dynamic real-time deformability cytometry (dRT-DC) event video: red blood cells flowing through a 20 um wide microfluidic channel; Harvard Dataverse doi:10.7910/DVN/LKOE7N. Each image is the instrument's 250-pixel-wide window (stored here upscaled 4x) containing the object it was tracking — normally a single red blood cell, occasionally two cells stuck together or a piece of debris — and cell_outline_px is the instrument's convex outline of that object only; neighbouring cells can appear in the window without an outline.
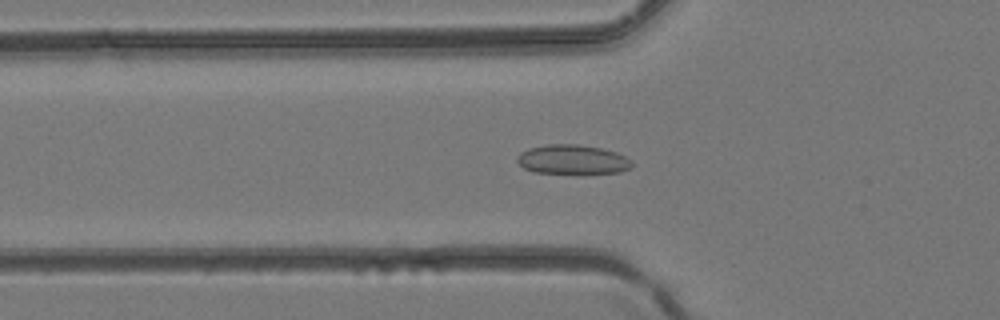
{"species": "common noctule bat (a hibernating species)", "species_latin": "Nyctalus noctula", "temperature_condition": "room temperature", "stored_images_in_passage": 37, "segment_of_instrument_passage": [1, 2], "camera_frame_rate_fps": 3000, "um_per_image_px": 0.085, "animal": {"sex": "female", "body_mass_g": 24.6, "forearm_length_mm": 56.2}, "frame": {"image": 1, "passage_image": 9, "time_ms": 2.667, "image_size_px": [1000, 320], "cell_outline_px": [[632, 164], [628, 168], [620, 172], [532, 172], [524, 168], [516, 160], [516, 156], [520, 152], [528, 148], [548, 144], [580, 144], [600, 148], [616, 152], [624, 156]], "centroid_in_image_um": [48.58, 13.53], "position_along_channel_um": 77.2, "area_um2": 19.19}}
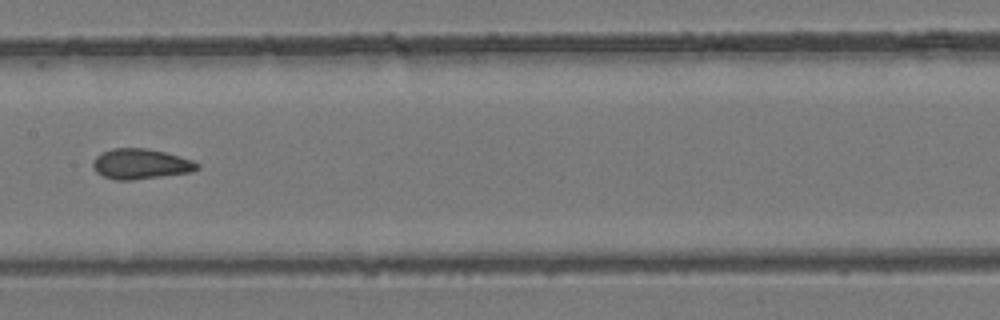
{"frame": {"image": 2, "passage_image": 16, "time_ms": 5.0, "image_size_px": [1000, 320], "cell_outline_px": [[200, 168], [192, 172], [132, 180], [116, 180], [104, 176], [96, 172], [92, 164], [96, 156], [112, 148], [148, 148], [180, 156], [192, 160], [200, 164]], "centroid_in_image_um": [11.99, 13.93], "position_along_channel_um": 195.4, "area_um2": 18.38}}
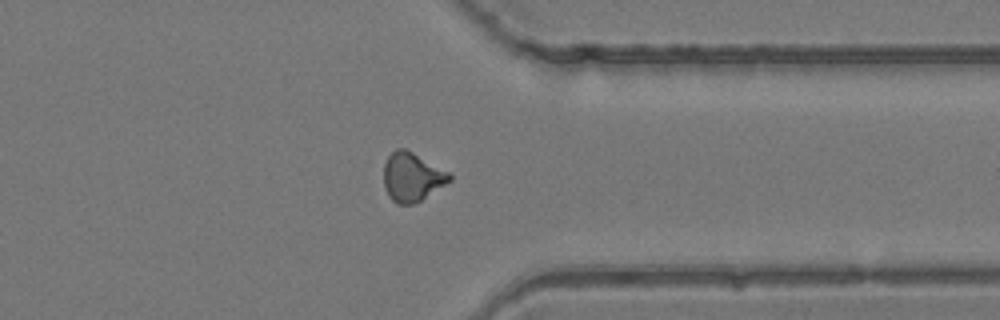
{"frame": {"image": 3, "passage_image": 27, "time_ms": 8.667, "image_size_px": [1000, 320], "cell_outline_px": [[452, 180], [420, 200], [412, 204], [396, 204], [388, 196], [384, 188], [384, 164], [388, 156], [396, 148], [404, 148], [412, 152], [448, 172], [452, 176]], "centroid_in_image_um": [34.99, 15.05], "position_along_channel_um": 376.4, "area_um2": 18.5}}